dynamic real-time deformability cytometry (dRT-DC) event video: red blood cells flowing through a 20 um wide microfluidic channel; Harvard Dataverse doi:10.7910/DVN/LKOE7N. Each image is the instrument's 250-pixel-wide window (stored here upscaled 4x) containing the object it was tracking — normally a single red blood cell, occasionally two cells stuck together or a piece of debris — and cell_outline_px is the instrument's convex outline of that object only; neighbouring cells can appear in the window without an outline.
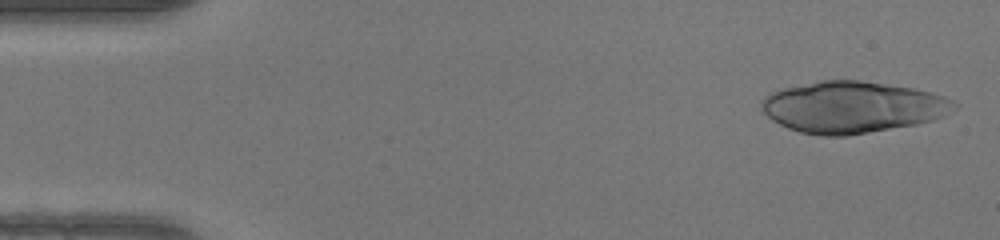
{"species": "human", "species_latin": "Homo sapiens", "temperature_condition": "warm", "stored_images_in_passage": 14, "camera_frame_rate_fps": 3000, "um_per_image_px": 0.085, "donor": {"sex": "female"}, "frame": {"image": 1, "passage_image": 2, "time_ms": 0.333, "image_size_px": [1000, 240], "cell_outline_px": [[960, 104], [956, 108], [944, 116], [932, 120], [916, 124], [844, 136], [824, 136], [800, 132], [788, 128], [772, 120], [764, 112], [760, 104], [764, 96], [768, 92], [780, 88], [820, 80], [860, 80], [916, 88], [932, 92], [944, 96]], "centroid_in_image_um": [72.45, 9.09], "position_along_channel_um": 12.6, "area_um2": 58.15}}
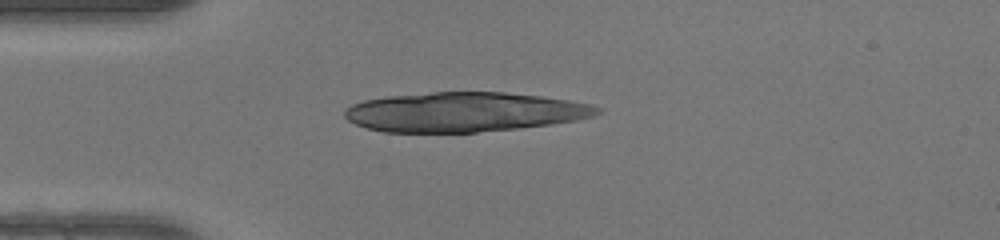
{"frame": {"image": 2, "passage_image": 12, "time_ms": 3.667, "image_size_px": [1000, 240], "cell_outline_px": [[604, 108], [600, 112], [592, 116], [576, 120], [552, 124], [516, 128], [476, 132], [384, 132], [368, 128], [356, 124], [348, 120], [344, 116], [344, 112], [352, 104], [364, 100], [388, 96], [432, 92], [504, 92], [540, 96], [568, 100], [588, 104]], "centroid_in_image_um": [39.46, 9.52], "position_along_channel_um": 45.5, "area_um2": 57.97}}